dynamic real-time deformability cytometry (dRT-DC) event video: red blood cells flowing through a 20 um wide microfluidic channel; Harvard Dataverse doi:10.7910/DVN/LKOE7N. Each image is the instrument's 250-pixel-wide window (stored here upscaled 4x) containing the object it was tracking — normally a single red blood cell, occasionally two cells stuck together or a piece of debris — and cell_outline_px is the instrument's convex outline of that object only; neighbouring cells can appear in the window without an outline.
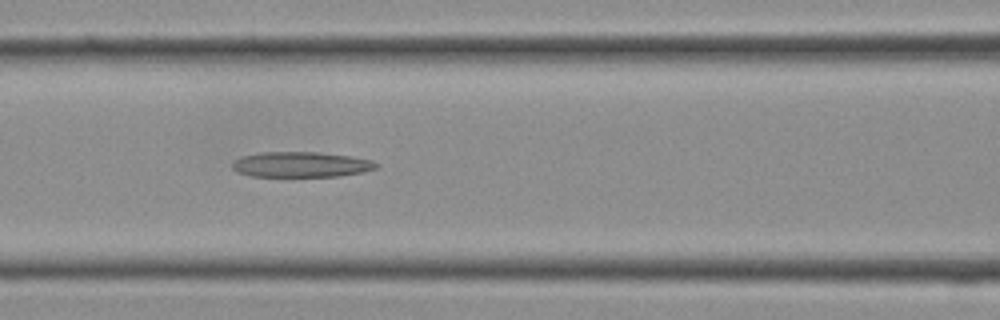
{"species": "Egyptian fruit bat (a non-hibernating species)", "species_latin": "Rousettus aegyptiacus", "temperature_condition": "cold", "stored_images_in_passage": 9, "camera_frame_rate_fps": 3000, "um_per_image_px": 0.085, "frame": {"image": 1, "passage_image": 9, "time_ms": 2.667, "image_size_px": [1000, 320], "cell_outline_px": [[380, 164], [376, 168], [360, 172], [340, 176], [252, 176], [236, 172], [232, 168], [232, 164], [240, 156], [260, 152], [320, 152], [352, 156], [372, 160]], "centroid_in_image_um": [25.58, 13.97], "position_along_channel_um": 141.0, "area_um2": 21.33}}